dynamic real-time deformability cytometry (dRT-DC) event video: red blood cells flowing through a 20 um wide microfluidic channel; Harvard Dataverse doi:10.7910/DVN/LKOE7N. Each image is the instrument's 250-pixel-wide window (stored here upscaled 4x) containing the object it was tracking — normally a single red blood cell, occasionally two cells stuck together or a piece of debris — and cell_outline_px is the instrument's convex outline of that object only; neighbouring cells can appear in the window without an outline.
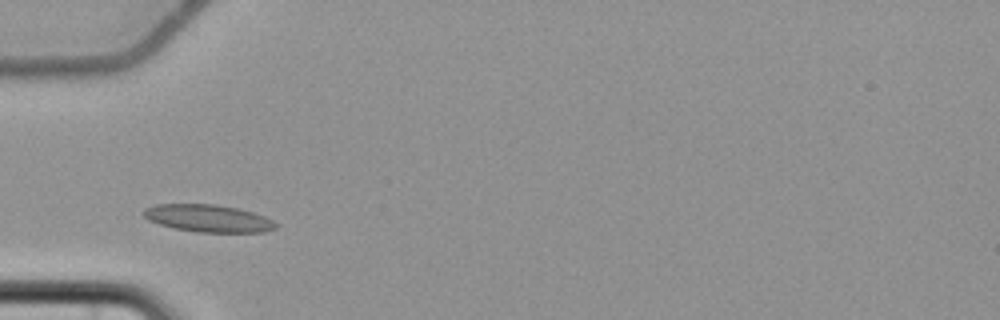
{"species": "common noctule bat (a hibernating species)", "species_latin": "Nyctalus noctula", "temperature_condition": "cold", "stored_images_in_passage": 6, "camera_frame_rate_fps": 3000, "um_per_image_px": 0.085, "animal": {"sex": "female", "body_mass_g": 22.7, "forearm_length_mm": 54.2}, "frame": {"image": 1, "passage_image": 3, "time_ms": 2.333, "image_size_px": [1000, 320], "cell_outline_px": [[280, 224], [276, 228], [264, 232], [196, 232], [176, 228], [160, 224], [148, 220], [140, 212], [144, 208], [156, 204], [216, 204], [236, 208], [252, 212], [264, 216]], "centroid_in_image_um": [17.69, 18.55], "position_along_channel_um": 67.3, "area_um2": 21.15}}
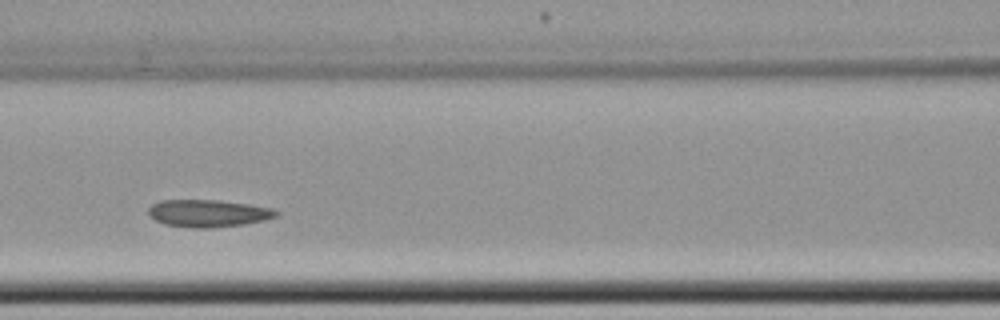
{"frame": {"image": 2, "passage_image": 5, "time_ms": 4.667, "image_size_px": [1000, 320], "cell_outline_px": [[280, 212], [276, 216], [264, 220], [244, 224], [212, 228], [196, 228], [164, 224], [148, 216], [148, 208], [152, 204], [160, 200], [220, 200], [248, 204], [272, 208]], "centroid_in_image_um": [17.68, 18.12], "position_along_channel_um": 148.9, "area_um2": 20.4}}
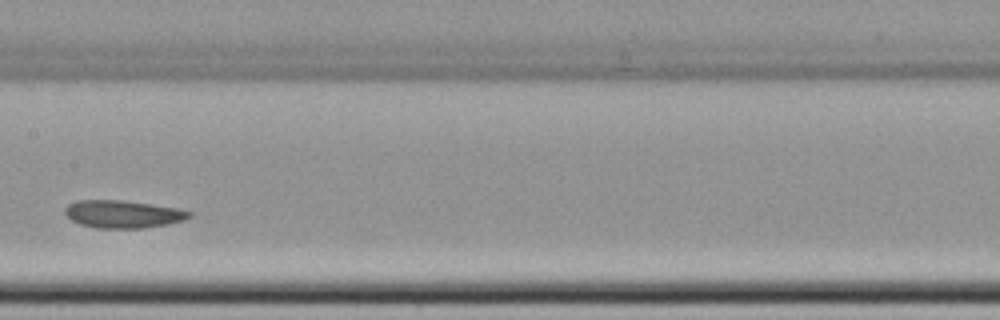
{"frame": {"image": 3, "passage_image": 6, "time_ms": 6.0, "image_size_px": [1000, 320], "cell_outline_px": [[192, 216], [184, 220], [144, 228], [96, 228], [80, 224], [72, 220], [64, 212], [64, 208], [68, 204], [76, 200], [120, 200], [152, 204], [176, 208], [192, 212]], "centroid_in_image_um": [10.42, 18.19], "position_along_channel_um": 197.0, "area_um2": 19.94}}